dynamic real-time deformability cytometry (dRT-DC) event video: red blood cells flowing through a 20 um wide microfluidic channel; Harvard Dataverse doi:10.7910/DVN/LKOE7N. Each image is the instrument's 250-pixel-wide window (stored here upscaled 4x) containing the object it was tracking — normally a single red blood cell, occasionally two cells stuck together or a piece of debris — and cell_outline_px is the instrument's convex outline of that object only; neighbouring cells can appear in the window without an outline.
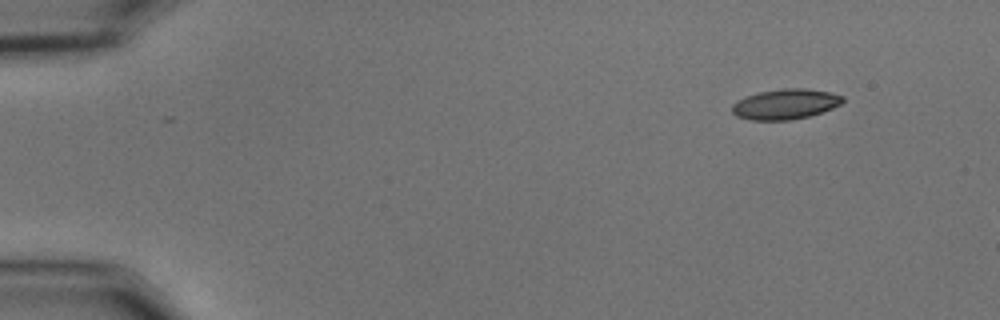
{"species": "common noctule bat (a hibernating species)", "species_latin": "Nyctalus noctula", "temperature_condition": "cold", "stored_images_in_passage": 7, "camera_frame_rate_fps": 3000, "um_per_image_px": 0.085, "animal": {"sex": "male", "body_mass_g": 15.6}, "frame": {"image": 1, "passage_image": 1, "time_ms": 0.0, "image_size_px": [1000, 320], "cell_outline_px": [[844, 100], [840, 104], [832, 108], [808, 116], [788, 120], [752, 120], [736, 116], [732, 112], [732, 104], [736, 100], [760, 92], [784, 88], [804, 88], [832, 92], [844, 96]], "centroid_in_image_um": [66.76, 8.84], "position_along_channel_um": 18.2, "area_um2": 19.42}}